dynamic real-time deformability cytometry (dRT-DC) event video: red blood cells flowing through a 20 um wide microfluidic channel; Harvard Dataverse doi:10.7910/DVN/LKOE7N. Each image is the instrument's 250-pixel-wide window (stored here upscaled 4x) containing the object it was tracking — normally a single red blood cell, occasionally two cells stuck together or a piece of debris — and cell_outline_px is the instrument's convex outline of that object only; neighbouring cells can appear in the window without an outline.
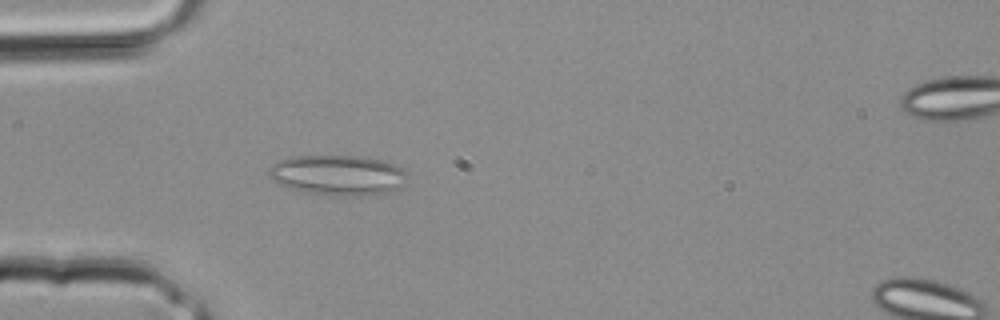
{"species": "common noctule bat (a hibernating species)", "species_latin": "Nyctalus noctula", "temperature_condition": "room temperature", "stored_images_in_passage": 35, "camera_frame_rate_fps": 3000, "um_per_image_px": 0.085, "animal": {"sex": "male", "body_mass_g": 20.4}, "frame": {"image": 1, "passage_image": 11, "time_ms": 3.333, "image_size_px": [1000, 320], "cell_outline_px": [[408, 176], [404, 184], [392, 192], [360, 196], [328, 196], [300, 192], [288, 188], [272, 180], [268, 176], [268, 168], [272, 164], [288, 156], [360, 156], [384, 160], [408, 172]], "centroid_in_image_um": [28.7, 14.9], "position_along_channel_um": 56.3, "area_um2": 33.18}}
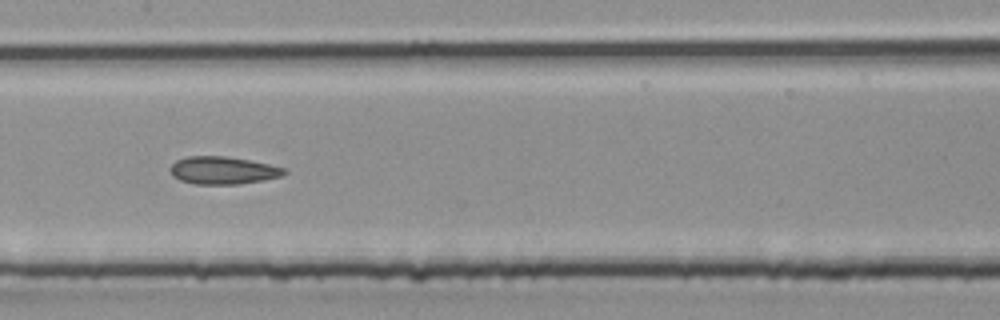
{"frame": {"image": 2, "passage_image": 18, "time_ms": 5.667, "image_size_px": [1000, 320], "cell_outline_px": [[288, 172], [280, 176], [264, 180], [240, 184], [196, 184], [180, 180], [172, 176], [168, 172], [168, 168], [176, 160], [188, 156], [224, 156], [248, 160], [268, 164], [284, 168]], "centroid_in_image_um": [18.9, 14.48], "position_along_channel_um": 188.5, "area_um2": 18.38}}
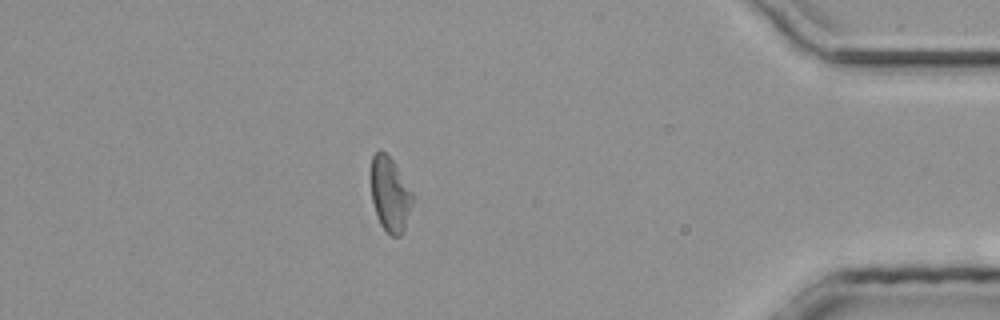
{"frame": {"image": 3, "passage_image": 31, "time_ms": 10.0, "image_size_px": [1000, 320], "cell_outline_px": [[412, 204], [404, 228], [400, 236], [392, 236], [380, 224], [372, 200], [372, 156], [380, 148], [392, 160], [412, 192]], "centroid_in_image_um": [33.15, 16.51], "position_along_channel_um": 402.1, "area_um2": 17.46}}